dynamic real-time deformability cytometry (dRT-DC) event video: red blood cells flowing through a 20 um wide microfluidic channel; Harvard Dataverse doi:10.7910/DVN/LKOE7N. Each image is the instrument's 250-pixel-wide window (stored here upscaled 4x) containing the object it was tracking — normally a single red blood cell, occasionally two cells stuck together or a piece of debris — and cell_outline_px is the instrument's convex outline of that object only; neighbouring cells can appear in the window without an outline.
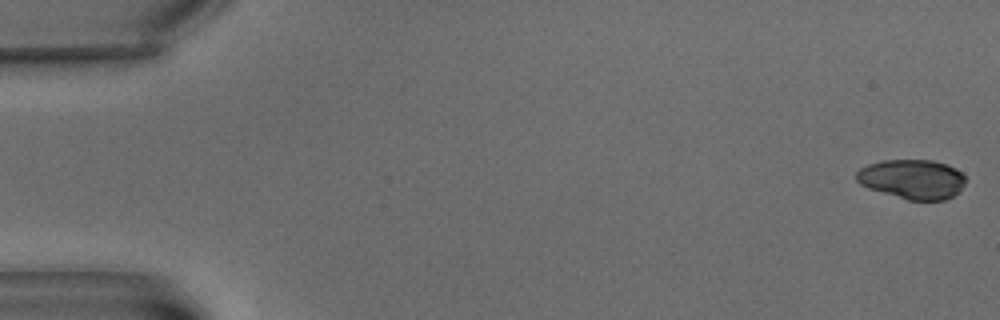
{"species": "common noctule bat (a hibernating species)", "species_latin": "Nyctalus noctula", "temperature_condition": "warm", "stored_images_in_passage": 7, "camera_frame_rate_fps": 3000, "um_per_image_px": 0.085, "animal": {"sex": "male", "body_mass_g": 15.6}, "frame": {"image": 1, "passage_image": 1, "time_ms": 0.0, "image_size_px": [1000, 320], "cell_outline_px": [[964, 184], [960, 192], [944, 200], [908, 200], [868, 188], [860, 184], [856, 180], [856, 172], [860, 168], [868, 164], [884, 160], [932, 160], [948, 164], [956, 168], [964, 176]], "centroid_in_image_um": [77.54, 15.22], "position_along_channel_um": 7.5, "area_um2": 25.2}}
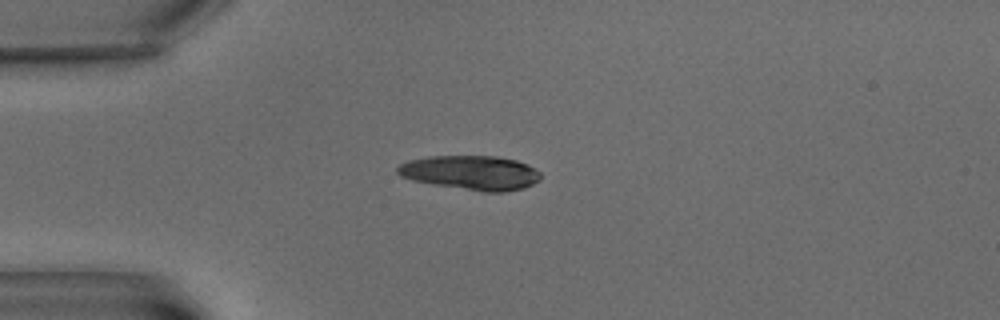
{"frame": {"image": 2, "passage_image": 5, "time_ms": 5.667, "image_size_px": [1000, 320], "cell_outline_px": [[540, 180], [524, 188], [504, 192], [484, 192], [432, 184], [412, 180], [400, 176], [396, 172], [396, 168], [400, 164], [408, 160], [428, 156], [496, 156], [516, 160], [528, 164], [536, 168], [540, 172]], "centroid_in_image_um": [40.03, 14.68], "position_along_channel_um": 45.0, "area_um2": 28.84}}